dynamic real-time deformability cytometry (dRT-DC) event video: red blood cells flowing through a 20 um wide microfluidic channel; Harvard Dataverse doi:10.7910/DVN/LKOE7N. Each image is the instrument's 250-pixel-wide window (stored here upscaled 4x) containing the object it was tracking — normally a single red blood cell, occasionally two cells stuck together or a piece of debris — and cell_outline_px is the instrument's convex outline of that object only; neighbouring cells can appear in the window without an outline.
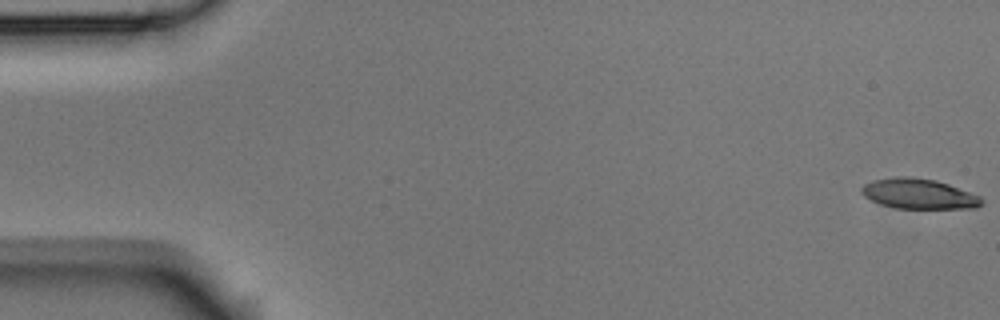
{"species": "Egyptian fruit bat (a non-hibernating species)", "species_latin": "Rousettus aegyptiacus", "temperature_condition": "room temperature", "stored_images_in_passage": 4, "segment_of_instrument_passage": [2, 2], "camera_frame_rate_fps": 3000, "um_per_image_px": 0.085, "animal": {"sex": "male"}, "frame": {"image": 1, "passage_image": 4, "time_ms": 1.0, "image_size_px": [1000, 320], "cell_outline_px": [[984, 204], [976, 208], [892, 208], [880, 204], [864, 196], [860, 192], [860, 188], [864, 184], [872, 180], [896, 176], [904, 176], [936, 180], [948, 184], [980, 196], [984, 200]], "centroid_in_image_um": [78.08, 16.47], "position_along_channel_um": 6.9, "area_um2": 21.21}}